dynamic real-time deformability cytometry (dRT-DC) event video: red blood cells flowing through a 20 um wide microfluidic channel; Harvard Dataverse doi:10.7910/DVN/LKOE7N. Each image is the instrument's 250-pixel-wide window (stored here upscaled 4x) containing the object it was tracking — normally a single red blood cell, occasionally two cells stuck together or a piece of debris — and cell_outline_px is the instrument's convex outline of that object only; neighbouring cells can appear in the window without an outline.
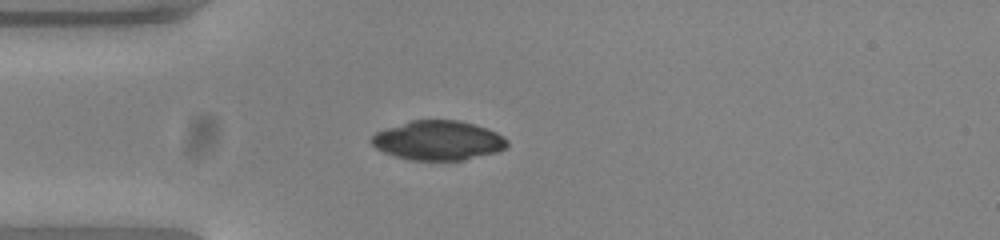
{"species": "common noctule bat (a hibernating species)", "species_latin": "Nyctalus noctula", "temperature_condition": "warm", "stored_images_in_passage": 40, "camera_frame_rate_fps": 3000, "um_per_image_px": 0.085, "animal": {"sex": "female", "body_mass_g": 23.0, "forearm_length_mm": 53.4}, "frame": {"image": 1, "passage_image": 1, "time_ms": 0.0, "image_size_px": [1000, 240], "cell_outline_px": [[508, 144], [504, 148], [496, 152], [464, 160], [408, 160], [384, 152], [376, 148], [368, 140], [376, 132], [384, 128], [412, 120], [460, 120], [488, 128], [504, 136], [508, 140]], "centroid_in_image_um": [37.23, 11.93], "position_along_channel_um": 47.8, "area_um2": 31.33}}
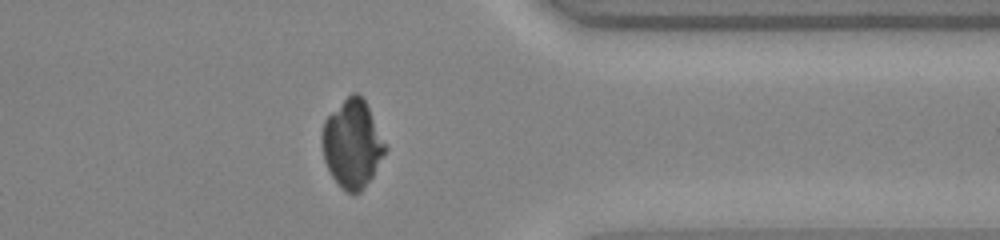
{"frame": {"image": 2, "passage_image": 29, "time_ms": 9.333, "image_size_px": [1000, 240], "cell_outline_px": [[388, 148], [372, 176], [360, 192], [348, 192], [332, 176], [324, 160], [320, 140], [320, 136], [324, 120], [352, 92], [356, 92], [364, 100]], "centroid_in_image_um": [29.93, 12.22], "position_along_channel_um": 381.5, "area_um2": 31.79}}
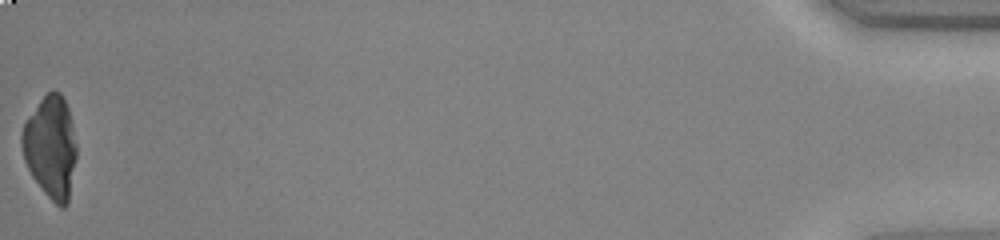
{"frame": {"image": 3, "passage_image": 40, "time_ms": 13.0, "image_size_px": [1000, 240], "cell_outline_px": [[76, 156], [68, 204], [64, 208], [60, 208], [44, 192], [32, 176], [24, 160], [20, 144], [20, 136], [24, 124], [40, 100], [52, 88], [60, 92], [68, 108], [72, 124], [76, 144]], "centroid_in_image_um": [4.3, 12.5], "position_along_channel_um": 430.9, "area_um2": 32.48}}